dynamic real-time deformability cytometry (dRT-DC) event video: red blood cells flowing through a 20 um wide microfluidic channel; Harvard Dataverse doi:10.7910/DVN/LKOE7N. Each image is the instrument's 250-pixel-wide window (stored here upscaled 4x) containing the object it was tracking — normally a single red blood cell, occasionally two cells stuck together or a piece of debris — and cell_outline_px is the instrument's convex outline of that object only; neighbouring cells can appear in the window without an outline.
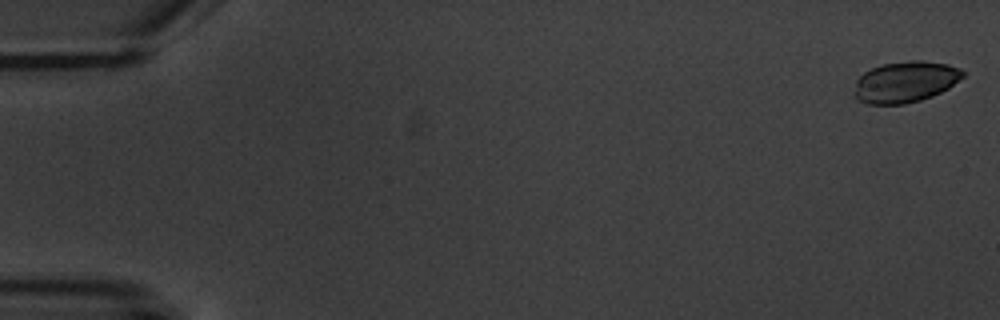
{"species": "common noctule bat (a hibernating species)", "species_latin": "Nyctalus noctula", "temperature_condition": "warm", "stored_images_in_passage": 6, "camera_frame_rate_fps": 3000, "um_per_image_px": 0.085, "animal": {"sex": "male", "body_mass_g": 20.1, "forearm_length_mm": 53.5}, "frame": {"image": 1, "passage_image": 1, "time_ms": 0.0, "image_size_px": [1000, 320], "cell_outline_px": [[964, 76], [948, 88], [932, 96], [920, 100], [904, 104], [868, 104], [856, 100], [856, 80], [864, 72], [880, 64], [908, 60], [920, 60], [948, 64], [960, 68], [964, 72]], "centroid_in_image_um": [76.95, 6.95], "position_along_channel_um": 8.0, "area_um2": 26.01}}